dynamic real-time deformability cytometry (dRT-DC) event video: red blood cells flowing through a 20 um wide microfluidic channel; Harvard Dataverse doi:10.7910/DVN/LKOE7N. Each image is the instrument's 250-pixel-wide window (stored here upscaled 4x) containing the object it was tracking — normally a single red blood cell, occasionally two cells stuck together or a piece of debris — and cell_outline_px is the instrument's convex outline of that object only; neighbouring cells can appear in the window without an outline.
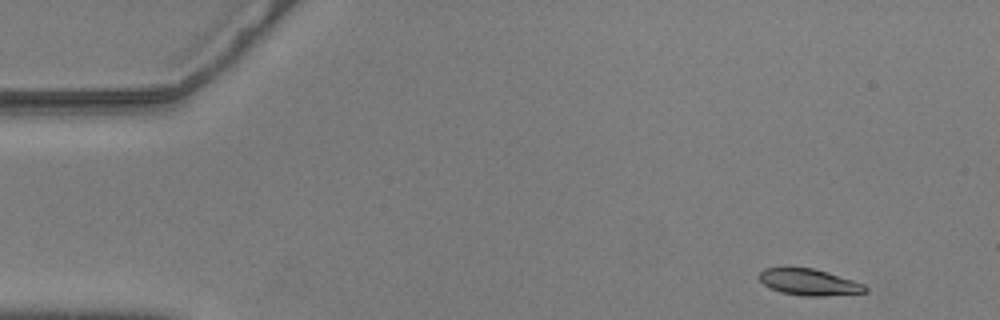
{"species": "common noctule bat (a hibernating species)", "species_latin": "Nyctalus noctula", "temperature_condition": "warm", "stored_images_in_passage": 53, "camera_frame_rate_fps": 3000, "um_per_image_px": 0.085, "animal": {"sex": "male", "body_mass_g": 20.5, "forearm_length_mm": 52.5}, "frame": {"image": 1, "passage_image": 1, "time_ms": 0.0, "image_size_px": [1000, 320], "cell_outline_px": [[868, 292], [824, 296], [804, 296], [780, 292], [764, 284], [760, 280], [760, 272], [764, 268], [812, 268], [828, 272], [864, 284], [868, 288]], "centroid_in_image_um": [68.8, 23.99], "position_along_channel_um": 16.2, "area_um2": 16.13}}
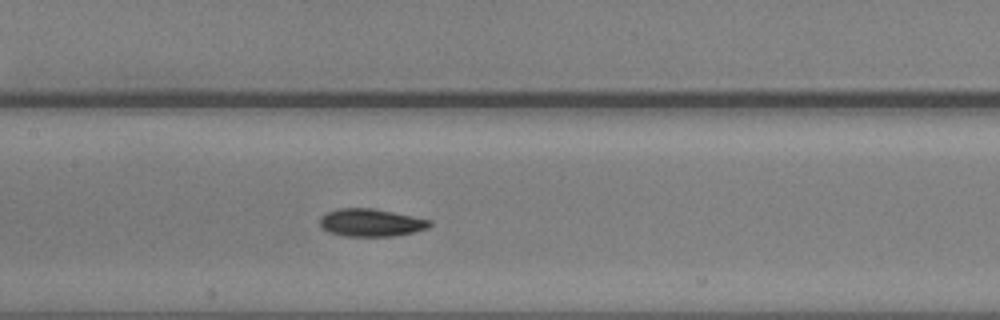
{"frame": {"image": 2, "passage_image": 23, "time_ms": 7.333, "image_size_px": [1000, 320], "cell_outline_px": [[432, 224], [428, 228], [412, 232], [392, 236], [344, 236], [328, 232], [320, 228], [320, 216], [336, 208], [372, 208], [432, 220]], "centroid_in_image_um": [31.49, 18.92], "position_along_channel_um": 175.9, "area_um2": 17.74}}
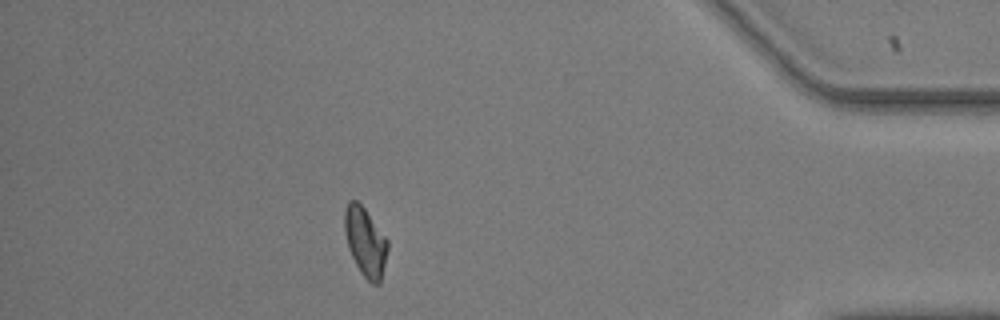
{"frame": {"image": 3, "passage_image": 46, "time_ms": 15.0, "image_size_px": [1000, 320], "cell_outline_px": [[388, 248], [380, 284], [372, 284], [360, 272], [348, 248], [344, 232], [344, 208], [348, 200], [356, 200], [364, 208], [388, 240]], "centroid_in_image_um": [31.03, 20.54], "position_along_channel_um": 404.2, "area_um2": 17.28}, "authors_computed_cell_mechanics": {"area_um2": 17.2244, "velocity_mm_per_s": 3.5679, "shape_relaxation_time_tau1_ms": 2.8394, "shape_relaxation_time_tau2_ms": 2.477, "deformation_change_tau1": 0.1192, "deformation_change_tau2": 0.0633}}